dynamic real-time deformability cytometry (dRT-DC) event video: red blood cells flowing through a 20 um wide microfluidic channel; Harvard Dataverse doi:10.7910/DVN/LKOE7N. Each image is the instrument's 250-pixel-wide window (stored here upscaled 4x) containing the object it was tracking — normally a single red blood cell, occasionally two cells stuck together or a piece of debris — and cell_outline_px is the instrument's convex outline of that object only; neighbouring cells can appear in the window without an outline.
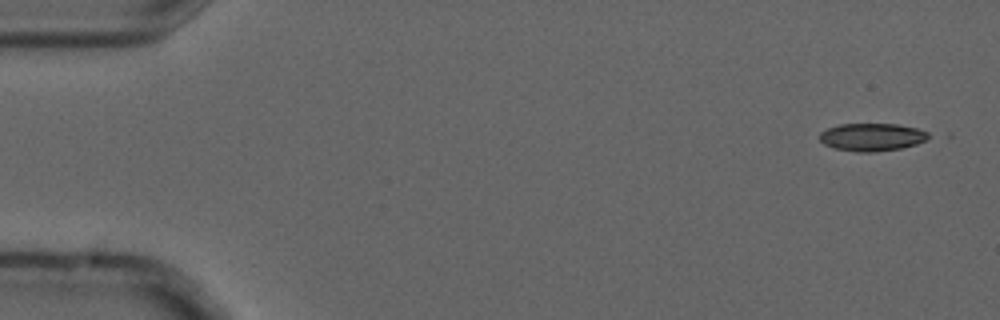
{"species": "common noctule bat (a hibernating species)", "species_latin": "Nyctalus noctula", "temperature_condition": "cold", "stored_images_in_passage": 6, "camera_frame_rate_fps": 3000, "um_per_image_px": 0.085, "animal": {"sex": "male", "forearm_length_mm": 52.5}, "frame": {"image": 1, "passage_image": 1, "time_ms": 0.0, "image_size_px": [1000, 320], "cell_outline_px": [[936, 136], [928, 140], [916, 144], [900, 148], [876, 152], [856, 152], [836, 148], [824, 144], [820, 140], [820, 132], [828, 128], [840, 124], [896, 124], [916, 128], [928, 132]], "centroid_in_image_um": [74.18, 11.65], "position_along_channel_um": 10.8, "area_um2": 17.74}}
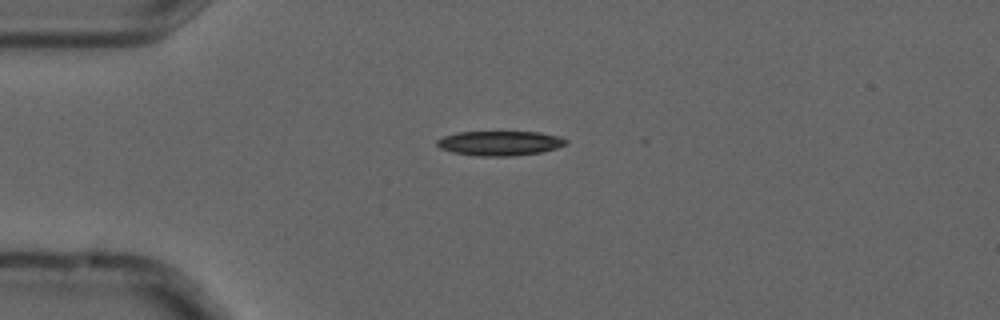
{"frame": {"image": 2, "passage_image": 4, "time_ms": 1.0, "image_size_px": [1000, 320], "cell_outline_px": [[568, 144], [556, 148], [540, 152], [512, 156], [476, 156], [452, 152], [440, 148], [436, 144], [436, 140], [444, 136], [456, 132], [540, 132], [560, 136], [568, 140]], "centroid_in_image_um": [42.49, 12.17], "position_along_channel_um": 42.5, "area_um2": 18.61}}
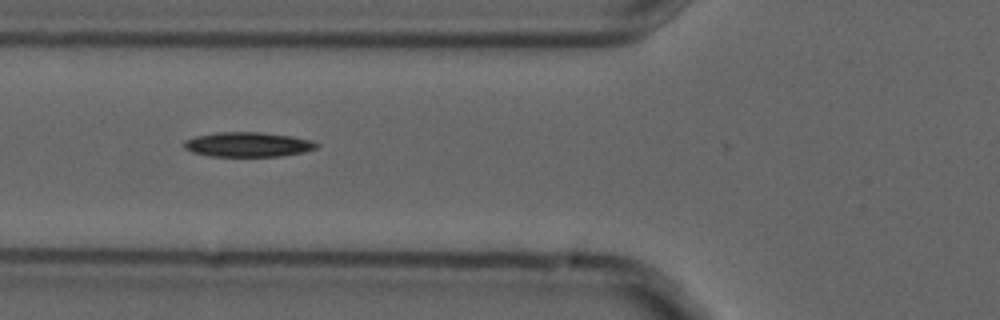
{"frame": {"image": 3, "passage_image": 6, "time_ms": 1.667, "image_size_px": [1000, 320], "cell_outline_px": [[320, 144], [316, 148], [304, 152], [280, 156], [208, 156], [192, 152], [184, 148], [184, 140], [196, 136], [216, 132], [260, 132], [292, 136], [312, 140]], "centroid_in_image_um": [21.07, 12.28], "position_along_channel_um": 104.7, "area_um2": 19.13}}